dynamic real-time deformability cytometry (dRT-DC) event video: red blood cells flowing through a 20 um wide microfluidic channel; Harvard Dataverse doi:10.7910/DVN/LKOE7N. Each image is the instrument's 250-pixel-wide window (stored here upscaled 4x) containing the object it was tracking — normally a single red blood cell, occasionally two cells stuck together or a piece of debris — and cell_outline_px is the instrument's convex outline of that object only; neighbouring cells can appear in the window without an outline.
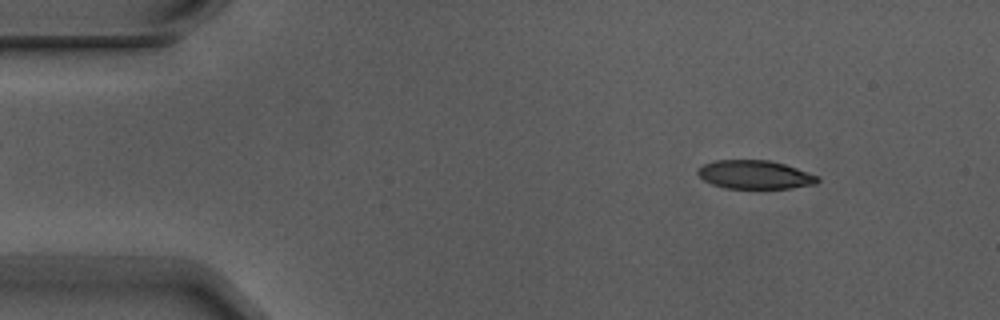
{"species": "Egyptian fruit bat (a non-hibernating species)", "species_latin": "Rousettus aegyptiacus", "temperature_condition": "warm", "stored_images_in_passage": 7, "camera_frame_rate_fps": 3000, "um_per_image_px": 0.085, "animal": {"sex": "male"}, "frame": {"image": 1, "passage_image": 1, "time_ms": 0.0, "image_size_px": [1000, 320], "cell_outline_px": [[820, 180], [816, 184], [788, 188], [724, 188], [712, 184], [704, 180], [696, 172], [704, 164], [716, 160], [768, 160], [784, 164], [820, 176]], "centroid_in_image_um": [64.18, 14.85], "position_along_channel_um": 20.8, "area_um2": 19.83}}
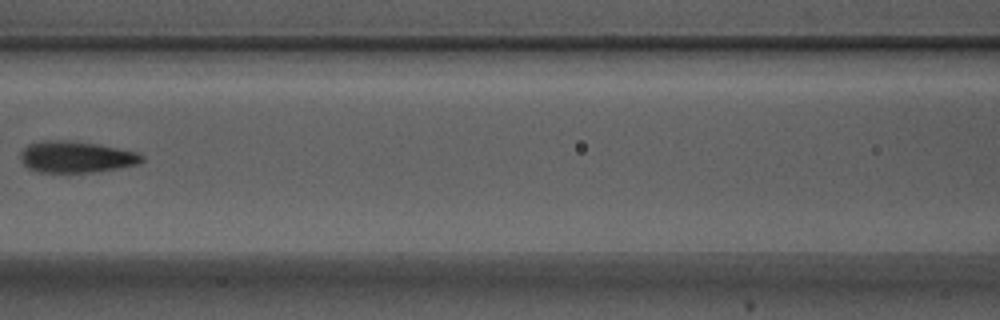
{"frame": {"image": 2, "passage_image": 6, "time_ms": 1.667, "image_size_px": [1000, 320], "cell_outline_px": [[144, 160], [136, 164], [96, 172], [36, 172], [28, 168], [20, 160], [20, 152], [28, 144], [60, 140], [96, 144], [136, 152], [144, 156]], "centroid_in_image_um": [6.44, 13.36], "position_along_channel_um": 160.2, "area_um2": 21.79}}
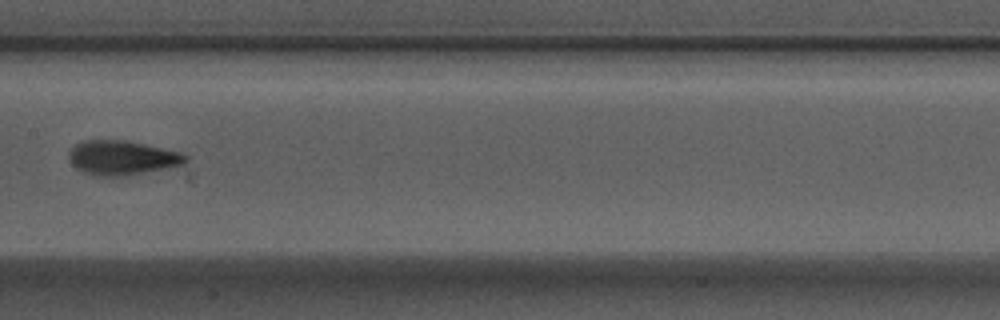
{"frame": {"image": 3, "passage_image": 7, "time_ms": 2.0, "image_size_px": [1000, 320], "cell_outline_px": [[188, 160], [184, 164], [128, 176], [92, 176], [76, 168], [72, 164], [68, 156], [68, 152], [76, 144], [84, 140], [120, 140], [180, 152], [188, 156]], "centroid_in_image_um": [10.34, 13.43], "position_along_channel_um": 197.1, "area_um2": 23.18}}